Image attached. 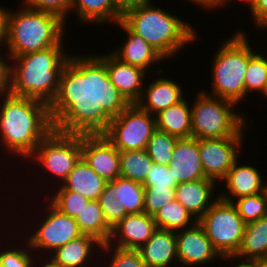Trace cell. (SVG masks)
Listing matches in <instances>:
<instances>
[{
  "label": "cell",
  "instance_id": "obj_36",
  "mask_svg": "<svg viewBox=\"0 0 267 267\" xmlns=\"http://www.w3.org/2000/svg\"><path fill=\"white\" fill-rule=\"evenodd\" d=\"M232 203L246 224L267 216V191L236 199Z\"/></svg>",
  "mask_w": 267,
  "mask_h": 267
},
{
  "label": "cell",
  "instance_id": "obj_25",
  "mask_svg": "<svg viewBox=\"0 0 267 267\" xmlns=\"http://www.w3.org/2000/svg\"><path fill=\"white\" fill-rule=\"evenodd\" d=\"M71 10L75 11V19L78 23L105 25H114L121 21L122 15L116 10L113 0H72ZM77 17V19H76ZM105 23V24H104Z\"/></svg>",
  "mask_w": 267,
  "mask_h": 267
},
{
  "label": "cell",
  "instance_id": "obj_39",
  "mask_svg": "<svg viewBox=\"0 0 267 267\" xmlns=\"http://www.w3.org/2000/svg\"><path fill=\"white\" fill-rule=\"evenodd\" d=\"M25 243L27 244V247H26V244L23 246L22 244H19V246L21 245V248H18V246L16 247L14 246V248H12L10 245H8V243H7L6 249L5 247L3 249L1 246L0 248L2 249L0 250V266L1 267H34L35 260L38 259V256L34 255V257H37L35 259L32 255L35 253L30 248L28 241L26 240ZM24 246L26 248H24Z\"/></svg>",
  "mask_w": 267,
  "mask_h": 267
},
{
  "label": "cell",
  "instance_id": "obj_9",
  "mask_svg": "<svg viewBox=\"0 0 267 267\" xmlns=\"http://www.w3.org/2000/svg\"><path fill=\"white\" fill-rule=\"evenodd\" d=\"M81 157L82 135L62 133L53 129L39 143L27 161L31 163V160H36L35 164L39 163L38 168L46 169L49 176L52 174L50 178H59L57 184L54 181V184L59 186L66 180Z\"/></svg>",
  "mask_w": 267,
  "mask_h": 267
},
{
  "label": "cell",
  "instance_id": "obj_20",
  "mask_svg": "<svg viewBox=\"0 0 267 267\" xmlns=\"http://www.w3.org/2000/svg\"><path fill=\"white\" fill-rule=\"evenodd\" d=\"M169 77H157L149 81L143 88L140 100L136 103L142 110L156 115L163 109L182 101L186 96L181 83L168 79ZM178 83V84H177Z\"/></svg>",
  "mask_w": 267,
  "mask_h": 267
},
{
  "label": "cell",
  "instance_id": "obj_6",
  "mask_svg": "<svg viewBox=\"0 0 267 267\" xmlns=\"http://www.w3.org/2000/svg\"><path fill=\"white\" fill-rule=\"evenodd\" d=\"M247 36L246 32L236 30L222 41L210 65L212 93L206 89L204 93L231 100L238 106L245 100V73L250 57L256 52Z\"/></svg>",
  "mask_w": 267,
  "mask_h": 267
},
{
  "label": "cell",
  "instance_id": "obj_19",
  "mask_svg": "<svg viewBox=\"0 0 267 267\" xmlns=\"http://www.w3.org/2000/svg\"><path fill=\"white\" fill-rule=\"evenodd\" d=\"M117 25L124 35V42L111 53L121 62L139 67L148 73V69L156 66L160 61L166 60L153 46L147 43L142 37L131 32L121 21ZM158 62V63H157ZM154 65V66H153ZM151 66V67H150ZM150 67V68H149Z\"/></svg>",
  "mask_w": 267,
  "mask_h": 267
},
{
  "label": "cell",
  "instance_id": "obj_44",
  "mask_svg": "<svg viewBox=\"0 0 267 267\" xmlns=\"http://www.w3.org/2000/svg\"><path fill=\"white\" fill-rule=\"evenodd\" d=\"M150 0H113L116 10L123 16L128 11L138 8Z\"/></svg>",
  "mask_w": 267,
  "mask_h": 267
},
{
  "label": "cell",
  "instance_id": "obj_5",
  "mask_svg": "<svg viewBox=\"0 0 267 267\" xmlns=\"http://www.w3.org/2000/svg\"><path fill=\"white\" fill-rule=\"evenodd\" d=\"M67 24L56 14L34 10L24 3L9 9L7 15L6 50L13 59L30 52L57 46L66 36Z\"/></svg>",
  "mask_w": 267,
  "mask_h": 267
},
{
  "label": "cell",
  "instance_id": "obj_24",
  "mask_svg": "<svg viewBox=\"0 0 267 267\" xmlns=\"http://www.w3.org/2000/svg\"><path fill=\"white\" fill-rule=\"evenodd\" d=\"M191 105L186 97L155 115L156 129L178 138L192 137Z\"/></svg>",
  "mask_w": 267,
  "mask_h": 267
},
{
  "label": "cell",
  "instance_id": "obj_11",
  "mask_svg": "<svg viewBox=\"0 0 267 267\" xmlns=\"http://www.w3.org/2000/svg\"><path fill=\"white\" fill-rule=\"evenodd\" d=\"M43 207V211L47 212V216L43 218V222L36 225V230L30 234L25 235V240L28 241L30 248L36 253L39 251L48 257V254L54 252L57 248L67 244L83 235L74 218L61 213L51 203ZM48 210V211H47ZM42 223V224H41ZM41 250V251H40ZM45 251V252H44ZM50 251V252H49Z\"/></svg>",
  "mask_w": 267,
  "mask_h": 267
},
{
  "label": "cell",
  "instance_id": "obj_16",
  "mask_svg": "<svg viewBox=\"0 0 267 267\" xmlns=\"http://www.w3.org/2000/svg\"><path fill=\"white\" fill-rule=\"evenodd\" d=\"M157 229L154 217L145 212L126 215L114 227L108 245L138 250Z\"/></svg>",
  "mask_w": 267,
  "mask_h": 267
},
{
  "label": "cell",
  "instance_id": "obj_41",
  "mask_svg": "<svg viewBox=\"0 0 267 267\" xmlns=\"http://www.w3.org/2000/svg\"><path fill=\"white\" fill-rule=\"evenodd\" d=\"M171 169L168 166L153 163L143 186H168L176 187L178 184L173 180Z\"/></svg>",
  "mask_w": 267,
  "mask_h": 267
},
{
  "label": "cell",
  "instance_id": "obj_47",
  "mask_svg": "<svg viewBox=\"0 0 267 267\" xmlns=\"http://www.w3.org/2000/svg\"><path fill=\"white\" fill-rule=\"evenodd\" d=\"M223 260L225 261V263L229 261V263H226V264H229L227 266H230L232 264L231 267H253L252 266V260L251 261H241V260H239L238 263H236L237 261H236V259L234 257H224V258H222V261ZM230 260H231V263H230ZM234 263H236V265Z\"/></svg>",
  "mask_w": 267,
  "mask_h": 267
},
{
  "label": "cell",
  "instance_id": "obj_2",
  "mask_svg": "<svg viewBox=\"0 0 267 267\" xmlns=\"http://www.w3.org/2000/svg\"><path fill=\"white\" fill-rule=\"evenodd\" d=\"M0 100V146L26 161L53 130L49 105L10 93L0 95Z\"/></svg>",
  "mask_w": 267,
  "mask_h": 267
},
{
  "label": "cell",
  "instance_id": "obj_49",
  "mask_svg": "<svg viewBox=\"0 0 267 267\" xmlns=\"http://www.w3.org/2000/svg\"><path fill=\"white\" fill-rule=\"evenodd\" d=\"M253 267H267V258H259L252 260Z\"/></svg>",
  "mask_w": 267,
  "mask_h": 267
},
{
  "label": "cell",
  "instance_id": "obj_40",
  "mask_svg": "<svg viewBox=\"0 0 267 267\" xmlns=\"http://www.w3.org/2000/svg\"><path fill=\"white\" fill-rule=\"evenodd\" d=\"M27 7L56 14L65 22L69 21L72 0H22ZM69 15V16H68ZM68 18V19H67ZM67 20V21H66Z\"/></svg>",
  "mask_w": 267,
  "mask_h": 267
},
{
  "label": "cell",
  "instance_id": "obj_22",
  "mask_svg": "<svg viewBox=\"0 0 267 267\" xmlns=\"http://www.w3.org/2000/svg\"><path fill=\"white\" fill-rule=\"evenodd\" d=\"M147 267L178 265L176 232L157 228L149 240L138 249Z\"/></svg>",
  "mask_w": 267,
  "mask_h": 267
},
{
  "label": "cell",
  "instance_id": "obj_21",
  "mask_svg": "<svg viewBox=\"0 0 267 267\" xmlns=\"http://www.w3.org/2000/svg\"><path fill=\"white\" fill-rule=\"evenodd\" d=\"M217 187V183L209 178L179 183L176 186L175 199L198 221L218 199L215 194Z\"/></svg>",
  "mask_w": 267,
  "mask_h": 267
},
{
  "label": "cell",
  "instance_id": "obj_51",
  "mask_svg": "<svg viewBox=\"0 0 267 267\" xmlns=\"http://www.w3.org/2000/svg\"><path fill=\"white\" fill-rule=\"evenodd\" d=\"M261 94H262L263 98L267 99V84H266V86H265V88H264V90L262 91Z\"/></svg>",
  "mask_w": 267,
  "mask_h": 267
},
{
  "label": "cell",
  "instance_id": "obj_33",
  "mask_svg": "<svg viewBox=\"0 0 267 267\" xmlns=\"http://www.w3.org/2000/svg\"><path fill=\"white\" fill-rule=\"evenodd\" d=\"M178 137L155 130L147 143L146 151L155 164L168 166Z\"/></svg>",
  "mask_w": 267,
  "mask_h": 267
},
{
  "label": "cell",
  "instance_id": "obj_4",
  "mask_svg": "<svg viewBox=\"0 0 267 267\" xmlns=\"http://www.w3.org/2000/svg\"><path fill=\"white\" fill-rule=\"evenodd\" d=\"M149 1L125 13L121 22L133 33L142 37L165 59L176 58L183 48L199 37L191 23L163 7H155Z\"/></svg>",
  "mask_w": 267,
  "mask_h": 267
},
{
  "label": "cell",
  "instance_id": "obj_31",
  "mask_svg": "<svg viewBox=\"0 0 267 267\" xmlns=\"http://www.w3.org/2000/svg\"><path fill=\"white\" fill-rule=\"evenodd\" d=\"M97 201L107 224L111 228L128 215L125 207L120 206L119 177L113 181L106 182L103 192Z\"/></svg>",
  "mask_w": 267,
  "mask_h": 267
},
{
  "label": "cell",
  "instance_id": "obj_18",
  "mask_svg": "<svg viewBox=\"0 0 267 267\" xmlns=\"http://www.w3.org/2000/svg\"><path fill=\"white\" fill-rule=\"evenodd\" d=\"M168 167L177 184L207 178L199 152V140L195 137L178 138Z\"/></svg>",
  "mask_w": 267,
  "mask_h": 267
},
{
  "label": "cell",
  "instance_id": "obj_28",
  "mask_svg": "<svg viewBox=\"0 0 267 267\" xmlns=\"http://www.w3.org/2000/svg\"><path fill=\"white\" fill-rule=\"evenodd\" d=\"M75 221L83 234L95 237L102 244L109 241L112 228L107 224L97 200H89Z\"/></svg>",
  "mask_w": 267,
  "mask_h": 267
},
{
  "label": "cell",
  "instance_id": "obj_27",
  "mask_svg": "<svg viewBox=\"0 0 267 267\" xmlns=\"http://www.w3.org/2000/svg\"><path fill=\"white\" fill-rule=\"evenodd\" d=\"M234 258L237 261L267 258V216L245 225L243 240Z\"/></svg>",
  "mask_w": 267,
  "mask_h": 267
},
{
  "label": "cell",
  "instance_id": "obj_10",
  "mask_svg": "<svg viewBox=\"0 0 267 267\" xmlns=\"http://www.w3.org/2000/svg\"><path fill=\"white\" fill-rule=\"evenodd\" d=\"M156 130L155 115L130 104L117 117L111 119L102 134L119 152L146 149Z\"/></svg>",
  "mask_w": 267,
  "mask_h": 267
},
{
  "label": "cell",
  "instance_id": "obj_3",
  "mask_svg": "<svg viewBox=\"0 0 267 267\" xmlns=\"http://www.w3.org/2000/svg\"><path fill=\"white\" fill-rule=\"evenodd\" d=\"M64 43L62 40L57 46L11 59L9 93L50 105L58 92L62 70L71 55L65 51Z\"/></svg>",
  "mask_w": 267,
  "mask_h": 267
},
{
  "label": "cell",
  "instance_id": "obj_17",
  "mask_svg": "<svg viewBox=\"0 0 267 267\" xmlns=\"http://www.w3.org/2000/svg\"><path fill=\"white\" fill-rule=\"evenodd\" d=\"M239 160L241 158L235 161L233 167L222 180L226 186V192L221 191L222 193H219L218 197L227 202L267 191V180L263 178V173H260L259 167L252 166L250 163L240 164Z\"/></svg>",
  "mask_w": 267,
  "mask_h": 267
},
{
  "label": "cell",
  "instance_id": "obj_13",
  "mask_svg": "<svg viewBox=\"0 0 267 267\" xmlns=\"http://www.w3.org/2000/svg\"><path fill=\"white\" fill-rule=\"evenodd\" d=\"M176 246L178 265H182L180 267H200L222 260L198 222L190 228L176 232Z\"/></svg>",
  "mask_w": 267,
  "mask_h": 267
},
{
  "label": "cell",
  "instance_id": "obj_30",
  "mask_svg": "<svg viewBox=\"0 0 267 267\" xmlns=\"http://www.w3.org/2000/svg\"><path fill=\"white\" fill-rule=\"evenodd\" d=\"M153 163L145 149L120 152V177L144 184Z\"/></svg>",
  "mask_w": 267,
  "mask_h": 267
},
{
  "label": "cell",
  "instance_id": "obj_35",
  "mask_svg": "<svg viewBox=\"0 0 267 267\" xmlns=\"http://www.w3.org/2000/svg\"><path fill=\"white\" fill-rule=\"evenodd\" d=\"M55 187L56 190L53 191L49 202L61 213L75 219L89 202V199L78 192L65 189L61 184Z\"/></svg>",
  "mask_w": 267,
  "mask_h": 267
},
{
  "label": "cell",
  "instance_id": "obj_42",
  "mask_svg": "<svg viewBox=\"0 0 267 267\" xmlns=\"http://www.w3.org/2000/svg\"><path fill=\"white\" fill-rule=\"evenodd\" d=\"M246 3V4H245ZM251 13V21L260 31L267 30V0H245L243 2ZM249 6V7H248Z\"/></svg>",
  "mask_w": 267,
  "mask_h": 267
},
{
  "label": "cell",
  "instance_id": "obj_50",
  "mask_svg": "<svg viewBox=\"0 0 267 267\" xmlns=\"http://www.w3.org/2000/svg\"><path fill=\"white\" fill-rule=\"evenodd\" d=\"M237 1L241 2V4H242V2H244L245 0H237ZM231 2H233V4H234L236 2V0H235V2L233 0H217V8L222 7V6L226 7V8H229L228 4L231 3Z\"/></svg>",
  "mask_w": 267,
  "mask_h": 267
},
{
  "label": "cell",
  "instance_id": "obj_37",
  "mask_svg": "<svg viewBox=\"0 0 267 267\" xmlns=\"http://www.w3.org/2000/svg\"><path fill=\"white\" fill-rule=\"evenodd\" d=\"M99 252H101V254L103 253L105 256L106 254L110 255L107 257L108 261L106 262L109 263L106 267H147L138 250L121 249L106 243L102 244L101 251ZM103 266L105 267V264H103Z\"/></svg>",
  "mask_w": 267,
  "mask_h": 267
},
{
  "label": "cell",
  "instance_id": "obj_46",
  "mask_svg": "<svg viewBox=\"0 0 267 267\" xmlns=\"http://www.w3.org/2000/svg\"><path fill=\"white\" fill-rule=\"evenodd\" d=\"M188 2L190 1L191 4H196L200 5L203 10L208 9V10H213L217 9V0H187ZM204 7V8H203Z\"/></svg>",
  "mask_w": 267,
  "mask_h": 267
},
{
  "label": "cell",
  "instance_id": "obj_23",
  "mask_svg": "<svg viewBox=\"0 0 267 267\" xmlns=\"http://www.w3.org/2000/svg\"><path fill=\"white\" fill-rule=\"evenodd\" d=\"M102 243L91 235L83 234L82 236L69 241L67 244L57 248L52 254L48 255L56 265L62 267H89L94 256H100ZM96 249V250H95ZM96 251V252H95ZM95 253V254H94ZM50 256V257H49ZM89 260V261H88Z\"/></svg>",
  "mask_w": 267,
  "mask_h": 267
},
{
  "label": "cell",
  "instance_id": "obj_38",
  "mask_svg": "<svg viewBox=\"0 0 267 267\" xmlns=\"http://www.w3.org/2000/svg\"><path fill=\"white\" fill-rule=\"evenodd\" d=\"M144 212L154 216L163 206L175 199L176 187L144 186Z\"/></svg>",
  "mask_w": 267,
  "mask_h": 267
},
{
  "label": "cell",
  "instance_id": "obj_45",
  "mask_svg": "<svg viewBox=\"0 0 267 267\" xmlns=\"http://www.w3.org/2000/svg\"><path fill=\"white\" fill-rule=\"evenodd\" d=\"M7 15L8 6L0 5V48H6ZM2 49H0V52L3 51Z\"/></svg>",
  "mask_w": 267,
  "mask_h": 267
},
{
  "label": "cell",
  "instance_id": "obj_43",
  "mask_svg": "<svg viewBox=\"0 0 267 267\" xmlns=\"http://www.w3.org/2000/svg\"><path fill=\"white\" fill-rule=\"evenodd\" d=\"M2 54L0 53V95H5L10 92L11 86V58L7 53H4L6 58Z\"/></svg>",
  "mask_w": 267,
  "mask_h": 267
},
{
  "label": "cell",
  "instance_id": "obj_32",
  "mask_svg": "<svg viewBox=\"0 0 267 267\" xmlns=\"http://www.w3.org/2000/svg\"><path fill=\"white\" fill-rule=\"evenodd\" d=\"M266 56V57H265ZM267 84V55L256 51L249 59L245 73V101L249 93H262Z\"/></svg>",
  "mask_w": 267,
  "mask_h": 267
},
{
  "label": "cell",
  "instance_id": "obj_15",
  "mask_svg": "<svg viewBox=\"0 0 267 267\" xmlns=\"http://www.w3.org/2000/svg\"><path fill=\"white\" fill-rule=\"evenodd\" d=\"M110 51L96 55L106 64L110 82L130 103L136 104L143 93L145 79L148 73L143 69L121 62Z\"/></svg>",
  "mask_w": 267,
  "mask_h": 267
},
{
  "label": "cell",
  "instance_id": "obj_14",
  "mask_svg": "<svg viewBox=\"0 0 267 267\" xmlns=\"http://www.w3.org/2000/svg\"><path fill=\"white\" fill-rule=\"evenodd\" d=\"M82 158L106 182L120 177V152L102 135H82Z\"/></svg>",
  "mask_w": 267,
  "mask_h": 267
},
{
  "label": "cell",
  "instance_id": "obj_26",
  "mask_svg": "<svg viewBox=\"0 0 267 267\" xmlns=\"http://www.w3.org/2000/svg\"><path fill=\"white\" fill-rule=\"evenodd\" d=\"M61 185L67 190L80 193L89 200H98L106 181L96 174L81 157Z\"/></svg>",
  "mask_w": 267,
  "mask_h": 267
},
{
  "label": "cell",
  "instance_id": "obj_29",
  "mask_svg": "<svg viewBox=\"0 0 267 267\" xmlns=\"http://www.w3.org/2000/svg\"><path fill=\"white\" fill-rule=\"evenodd\" d=\"M153 217L157 228L174 232L190 228L198 222L176 199L163 206Z\"/></svg>",
  "mask_w": 267,
  "mask_h": 267
},
{
  "label": "cell",
  "instance_id": "obj_7",
  "mask_svg": "<svg viewBox=\"0 0 267 267\" xmlns=\"http://www.w3.org/2000/svg\"><path fill=\"white\" fill-rule=\"evenodd\" d=\"M196 93L191 105L192 137L198 140L233 137L249 126L246 117L235 110L238 107L235 102L208 95L203 89Z\"/></svg>",
  "mask_w": 267,
  "mask_h": 267
},
{
  "label": "cell",
  "instance_id": "obj_1",
  "mask_svg": "<svg viewBox=\"0 0 267 267\" xmlns=\"http://www.w3.org/2000/svg\"><path fill=\"white\" fill-rule=\"evenodd\" d=\"M84 54L70 55L49 113L56 131L103 134L130 103L110 82L106 64L93 52Z\"/></svg>",
  "mask_w": 267,
  "mask_h": 267
},
{
  "label": "cell",
  "instance_id": "obj_34",
  "mask_svg": "<svg viewBox=\"0 0 267 267\" xmlns=\"http://www.w3.org/2000/svg\"><path fill=\"white\" fill-rule=\"evenodd\" d=\"M143 184L119 177L120 206L125 207L128 214L144 212Z\"/></svg>",
  "mask_w": 267,
  "mask_h": 267
},
{
  "label": "cell",
  "instance_id": "obj_8",
  "mask_svg": "<svg viewBox=\"0 0 267 267\" xmlns=\"http://www.w3.org/2000/svg\"><path fill=\"white\" fill-rule=\"evenodd\" d=\"M198 223L222 258L236 255L243 240L246 223L232 202L218 197Z\"/></svg>",
  "mask_w": 267,
  "mask_h": 267
},
{
  "label": "cell",
  "instance_id": "obj_48",
  "mask_svg": "<svg viewBox=\"0 0 267 267\" xmlns=\"http://www.w3.org/2000/svg\"><path fill=\"white\" fill-rule=\"evenodd\" d=\"M38 256V258H39V260L38 261H40V264H39V262L38 261H35L36 263L34 264V267H36V266H38V267H62V266H59V265H56L51 259H49L48 257L46 258V257H43L42 256V254H40L39 253V255H37ZM40 257H42V258H40ZM42 259H44V261L42 260ZM44 263H43V262ZM40 265V266H39Z\"/></svg>",
  "mask_w": 267,
  "mask_h": 267
},
{
  "label": "cell",
  "instance_id": "obj_12",
  "mask_svg": "<svg viewBox=\"0 0 267 267\" xmlns=\"http://www.w3.org/2000/svg\"><path fill=\"white\" fill-rule=\"evenodd\" d=\"M244 128L237 136L214 139H199V152L205 176L217 184L233 167L243 148ZM245 136V137H244Z\"/></svg>",
  "mask_w": 267,
  "mask_h": 267
}]
</instances>
